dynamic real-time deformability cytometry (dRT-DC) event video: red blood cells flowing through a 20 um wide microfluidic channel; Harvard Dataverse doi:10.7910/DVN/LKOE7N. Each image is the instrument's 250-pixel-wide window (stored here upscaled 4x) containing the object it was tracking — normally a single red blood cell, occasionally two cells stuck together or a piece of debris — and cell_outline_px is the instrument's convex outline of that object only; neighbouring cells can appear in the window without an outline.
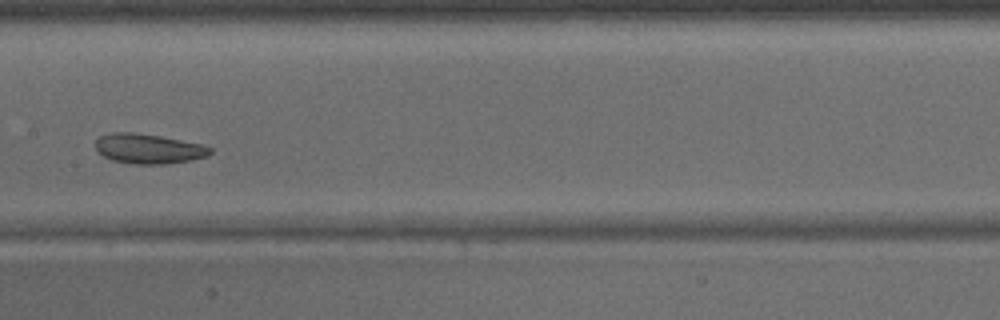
{"species": "common noctule bat (a hibernating species)", "species_latin": "Nyctalus noctula", "temperature_condition": "warm", "stored_images_in_passage": 31, "camera_frame_rate_fps": 3000, "um_per_image_px": 0.085, "animal": {"sex": "male", "body_mass_g": 15.6}, "frame": {"image": 1, "passage_image": 10, "time_ms": 3.0, "image_size_px": [1000, 320], "cell_outline_px": [[212, 152], [208, 156], [192, 160], [168, 164], [132, 164], [112, 160], [104, 156], [96, 148], [96, 140], [100, 136], [112, 132], [132, 132], [160, 136], [204, 144], [212, 148]], "centroid_in_image_um": [12.67, 12.64], "position_along_channel_um": 194.7, "area_um2": 20.06}}
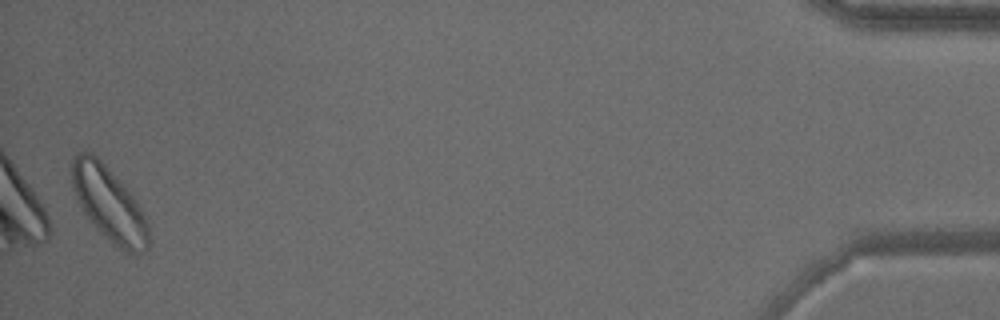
{"frame": {"image": 2, "passage_image": 31, "time_ms": 10.0, "image_size_px": [1000, 320], "cell_outline_px": [[148, 248], [140, 256], [124, 252], [116, 248], [96, 228], [84, 212], [76, 196], [72, 184], [68, 164], [80, 152], [92, 152], [104, 164], [136, 200], [148, 224]], "centroid_in_image_um": [9.25, 17.37], "position_along_channel_um": 425.9, "area_um2": 33.12}}